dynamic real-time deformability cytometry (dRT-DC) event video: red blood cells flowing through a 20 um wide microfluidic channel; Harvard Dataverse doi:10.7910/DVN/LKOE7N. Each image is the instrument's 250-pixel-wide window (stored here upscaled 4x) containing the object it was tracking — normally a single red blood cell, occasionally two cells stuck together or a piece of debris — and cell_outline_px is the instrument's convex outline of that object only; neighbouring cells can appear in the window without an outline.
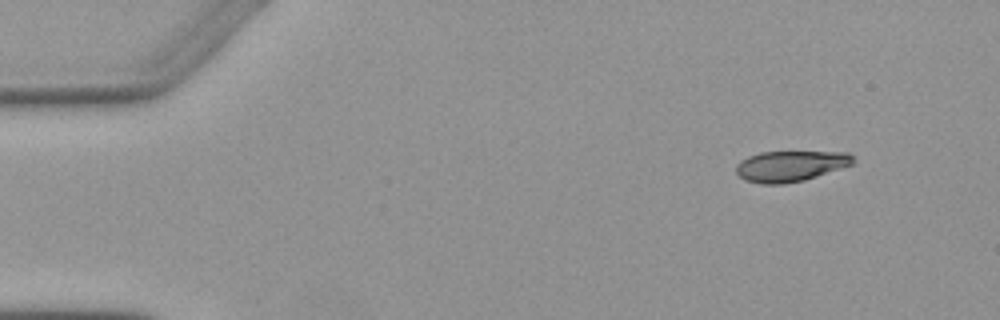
{"species": "Egyptian fruit bat (a non-hibernating species)", "species_latin": "Rousettus aegyptiacus", "temperature_condition": "warm", "stored_images_in_passage": 5, "segment_of_instrument_passage": [2, 2], "camera_frame_rate_fps": 3000, "um_per_image_px": 0.085, "animal": {"sex": "female"}, "frame": {"image": 1, "passage_image": 5, "time_ms": 6.0, "image_size_px": [1000, 320], "cell_outline_px": [[856, 160], [852, 164], [804, 180], [784, 184], [760, 184], [744, 180], [736, 172], [736, 164], [740, 160], [748, 156], [760, 152], [848, 152]], "centroid_in_image_um": [67.15, 14.11], "position_along_channel_um": 17.9, "area_um2": 20.92}}